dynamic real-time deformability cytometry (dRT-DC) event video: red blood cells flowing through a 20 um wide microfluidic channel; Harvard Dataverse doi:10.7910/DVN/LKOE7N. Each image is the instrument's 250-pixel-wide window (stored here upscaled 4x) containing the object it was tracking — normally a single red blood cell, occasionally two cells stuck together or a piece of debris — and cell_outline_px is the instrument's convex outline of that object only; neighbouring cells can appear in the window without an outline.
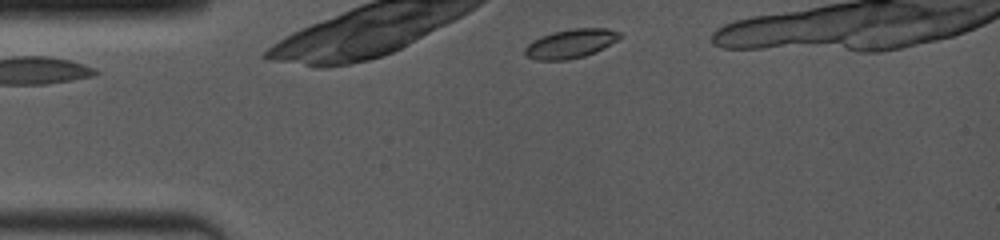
{"species": "common noctule bat (a hibernating species)", "species_latin": "Nyctalus noctula", "temperature_condition": "room temperature", "stored_images_in_passage": 2, "camera_frame_rate_fps": 4000, "um_per_image_px": 0.085, "animal": {"sex": "female", "body_mass_g": 19.0, "forearm_length_mm": 53.3}, "frame": {"image": 1, "passage_image": 2, "time_ms": 0.75, "image_size_px": [1000, 240], "cell_outline_px": [[624, 36], [584, 56], [564, 60], [536, 60], [528, 56], [524, 52], [524, 48], [532, 40], [540, 36], [552, 32], [572, 28], [608, 28], [620, 32]], "centroid_in_image_um": [48.47, 3.68], "position_along_channel_um": 36.5, "area_um2": 15.84}}